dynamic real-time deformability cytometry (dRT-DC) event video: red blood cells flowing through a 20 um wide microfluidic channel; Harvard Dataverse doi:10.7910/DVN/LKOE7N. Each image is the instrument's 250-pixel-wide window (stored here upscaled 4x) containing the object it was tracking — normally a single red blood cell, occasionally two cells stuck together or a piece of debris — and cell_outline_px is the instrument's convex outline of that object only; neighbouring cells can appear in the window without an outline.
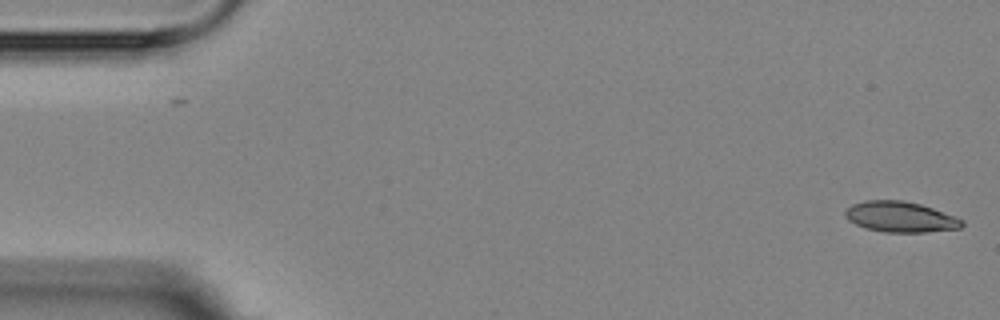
{"species": "Egyptian fruit bat (a non-hibernating species)", "species_latin": "Rousettus aegyptiacus", "temperature_condition": "room temperature", "stored_images_in_passage": 4, "camera_frame_rate_fps": 3000, "um_per_image_px": 0.085, "animal": {"sex": "female"}, "frame": {"image": 1, "passage_image": 1, "time_ms": 0.0, "image_size_px": [1000, 320], "cell_outline_px": [[964, 224], [960, 228], [924, 232], [884, 232], [864, 228], [848, 220], [844, 216], [844, 212], [852, 204], [864, 200], [904, 200], [920, 204], [932, 208], [964, 220]], "centroid_in_image_um": [76.5, 18.43], "position_along_channel_um": 8.5, "area_um2": 20.81}}
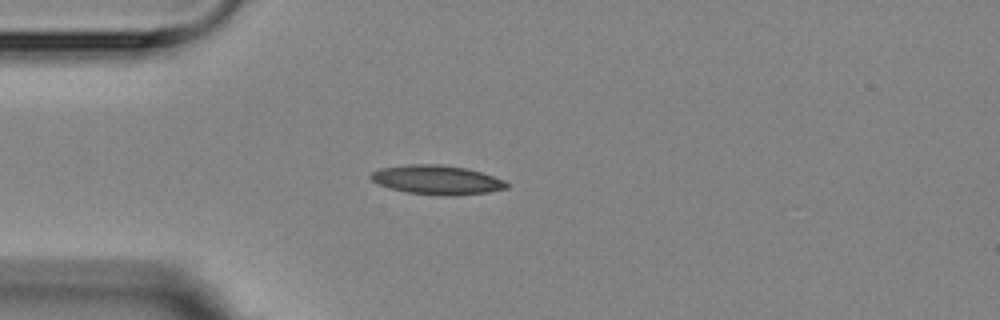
{"frame": {"image": 2, "passage_image": 4, "time_ms": 4.333, "image_size_px": [1000, 320], "cell_outline_px": [[508, 188], [488, 192], [408, 192], [392, 188], [380, 184], [372, 180], [368, 176], [372, 172], [380, 168], [408, 164], [440, 164], [468, 168], [504, 180], [508, 184]], "centroid_in_image_um": [37.09, 15.21], "position_along_channel_um": 47.9, "area_um2": 21.73}}